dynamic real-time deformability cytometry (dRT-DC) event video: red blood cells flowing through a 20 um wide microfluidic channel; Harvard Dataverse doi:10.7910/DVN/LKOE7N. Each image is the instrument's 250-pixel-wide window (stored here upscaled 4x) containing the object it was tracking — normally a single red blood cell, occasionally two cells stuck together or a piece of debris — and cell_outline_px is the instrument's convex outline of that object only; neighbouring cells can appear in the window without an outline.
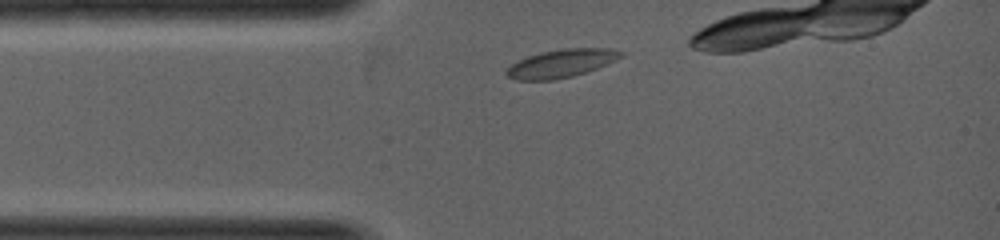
{"species": "common noctule bat (a hibernating species)", "species_latin": "Nyctalus noctula", "temperature_condition": "warm", "stored_images_in_passage": 5, "segment_of_instrument_passage": [1, 2], "camera_frame_rate_fps": 5000, "um_per_image_px": 0.085, "animal": {"sex": "female", "body_mass_g": 19.0, "forearm_length_mm": 53.3}, "frame": {"image": 1, "passage_image": 1, "time_ms": 0.0, "image_size_px": [1000, 240], "cell_outline_px": [[624, 56], [616, 60], [596, 68], [572, 76], [552, 80], [516, 80], [508, 76], [504, 72], [512, 64], [528, 56], [540, 52], [564, 48], [608, 48], [624, 52]], "centroid_in_image_um": [47.72, 5.38], "position_along_channel_um": 37.3, "area_um2": 18.55}}
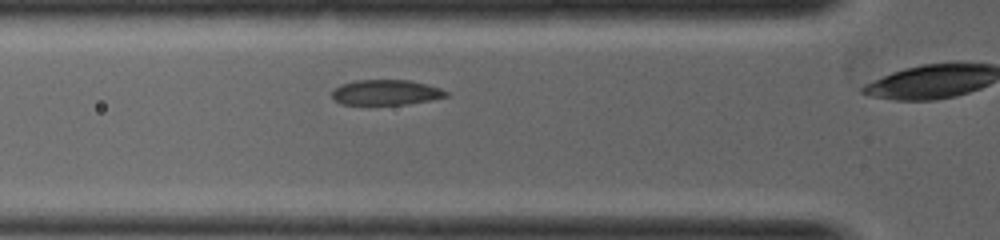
{"frame": {"image": 2, "passage_image": 4, "time_ms": 0.8, "image_size_px": [1000, 240], "cell_outline_px": [[448, 96], [432, 100], [408, 104], [340, 104], [332, 96], [332, 92], [340, 84], [356, 80], [408, 80], [440, 88], [448, 92]], "centroid_in_image_um": [32.81, 7.85], "position_along_channel_um": 93.0, "area_um2": 16.65}}